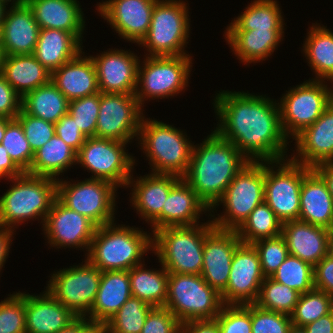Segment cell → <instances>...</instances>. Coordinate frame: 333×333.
I'll return each mask as SVG.
<instances>
[{
    "mask_svg": "<svg viewBox=\"0 0 333 333\" xmlns=\"http://www.w3.org/2000/svg\"><path fill=\"white\" fill-rule=\"evenodd\" d=\"M57 333H100V324H92L87 318H77L67 328Z\"/></svg>",
    "mask_w": 333,
    "mask_h": 333,
    "instance_id": "58",
    "label": "cell"
},
{
    "mask_svg": "<svg viewBox=\"0 0 333 333\" xmlns=\"http://www.w3.org/2000/svg\"><path fill=\"white\" fill-rule=\"evenodd\" d=\"M51 81L69 102L99 93L95 64L84 51L54 70Z\"/></svg>",
    "mask_w": 333,
    "mask_h": 333,
    "instance_id": "29",
    "label": "cell"
},
{
    "mask_svg": "<svg viewBox=\"0 0 333 333\" xmlns=\"http://www.w3.org/2000/svg\"><path fill=\"white\" fill-rule=\"evenodd\" d=\"M213 99L218 124L214 131L232 142L249 161L288 159L278 100L249 91L221 90Z\"/></svg>",
    "mask_w": 333,
    "mask_h": 333,
    "instance_id": "1",
    "label": "cell"
},
{
    "mask_svg": "<svg viewBox=\"0 0 333 333\" xmlns=\"http://www.w3.org/2000/svg\"><path fill=\"white\" fill-rule=\"evenodd\" d=\"M248 162L232 142L211 130L202 143L193 145L189 167L182 178L211 209Z\"/></svg>",
    "mask_w": 333,
    "mask_h": 333,
    "instance_id": "2",
    "label": "cell"
},
{
    "mask_svg": "<svg viewBox=\"0 0 333 333\" xmlns=\"http://www.w3.org/2000/svg\"><path fill=\"white\" fill-rule=\"evenodd\" d=\"M186 132L156 119L142 117L137 143L148 159L151 173L183 177L194 142Z\"/></svg>",
    "mask_w": 333,
    "mask_h": 333,
    "instance_id": "5",
    "label": "cell"
},
{
    "mask_svg": "<svg viewBox=\"0 0 333 333\" xmlns=\"http://www.w3.org/2000/svg\"><path fill=\"white\" fill-rule=\"evenodd\" d=\"M1 25L2 50L5 56L33 54L39 25L28 4L8 7Z\"/></svg>",
    "mask_w": 333,
    "mask_h": 333,
    "instance_id": "27",
    "label": "cell"
},
{
    "mask_svg": "<svg viewBox=\"0 0 333 333\" xmlns=\"http://www.w3.org/2000/svg\"><path fill=\"white\" fill-rule=\"evenodd\" d=\"M333 310V297L324 291L313 288L300 294L291 316L293 325L304 327Z\"/></svg>",
    "mask_w": 333,
    "mask_h": 333,
    "instance_id": "43",
    "label": "cell"
},
{
    "mask_svg": "<svg viewBox=\"0 0 333 333\" xmlns=\"http://www.w3.org/2000/svg\"><path fill=\"white\" fill-rule=\"evenodd\" d=\"M56 271L49 276L47 290L78 318H85L95 302L102 271L86 258Z\"/></svg>",
    "mask_w": 333,
    "mask_h": 333,
    "instance_id": "15",
    "label": "cell"
},
{
    "mask_svg": "<svg viewBox=\"0 0 333 333\" xmlns=\"http://www.w3.org/2000/svg\"><path fill=\"white\" fill-rule=\"evenodd\" d=\"M270 277L300 294L314 288V267L292 255H289Z\"/></svg>",
    "mask_w": 333,
    "mask_h": 333,
    "instance_id": "44",
    "label": "cell"
},
{
    "mask_svg": "<svg viewBox=\"0 0 333 333\" xmlns=\"http://www.w3.org/2000/svg\"><path fill=\"white\" fill-rule=\"evenodd\" d=\"M264 279L257 250L252 244L241 243L234 252L227 287L221 293L223 303H255Z\"/></svg>",
    "mask_w": 333,
    "mask_h": 333,
    "instance_id": "18",
    "label": "cell"
},
{
    "mask_svg": "<svg viewBox=\"0 0 333 333\" xmlns=\"http://www.w3.org/2000/svg\"><path fill=\"white\" fill-rule=\"evenodd\" d=\"M4 57H5V54H4L3 50L0 49V74H1V71H2V67H3Z\"/></svg>",
    "mask_w": 333,
    "mask_h": 333,
    "instance_id": "68",
    "label": "cell"
},
{
    "mask_svg": "<svg viewBox=\"0 0 333 333\" xmlns=\"http://www.w3.org/2000/svg\"><path fill=\"white\" fill-rule=\"evenodd\" d=\"M112 222L98 226L85 258L100 271H128L152 251V234L143 227Z\"/></svg>",
    "mask_w": 333,
    "mask_h": 333,
    "instance_id": "3",
    "label": "cell"
},
{
    "mask_svg": "<svg viewBox=\"0 0 333 333\" xmlns=\"http://www.w3.org/2000/svg\"><path fill=\"white\" fill-rule=\"evenodd\" d=\"M21 109L36 118L56 123L68 113L69 101L50 81L22 97Z\"/></svg>",
    "mask_w": 333,
    "mask_h": 333,
    "instance_id": "37",
    "label": "cell"
},
{
    "mask_svg": "<svg viewBox=\"0 0 333 333\" xmlns=\"http://www.w3.org/2000/svg\"><path fill=\"white\" fill-rule=\"evenodd\" d=\"M245 10V11H244ZM234 18L226 30H285L280 4L277 0H254ZM285 24V25H284Z\"/></svg>",
    "mask_w": 333,
    "mask_h": 333,
    "instance_id": "39",
    "label": "cell"
},
{
    "mask_svg": "<svg viewBox=\"0 0 333 333\" xmlns=\"http://www.w3.org/2000/svg\"><path fill=\"white\" fill-rule=\"evenodd\" d=\"M330 231L301 220L282 224L289 255L300 258L313 267L329 254Z\"/></svg>",
    "mask_w": 333,
    "mask_h": 333,
    "instance_id": "28",
    "label": "cell"
},
{
    "mask_svg": "<svg viewBox=\"0 0 333 333\" xmlns=\"http://www.w3.org/2000/svg\"><path fill=\"white\" fill-rule=\"evenodd\" d=\"M241 243L236 230L213 227L205 235L201 276L220 294L227 287L234 252Z\"/></svg>",
    "mask_w": 333,
    "mask_h": 333,
    "instance_id": "21",
    "label": "cell"
},
{
    "mask_svg": "<svg viewBox=\"0 0 333 333\" xmlns=\"http://www.w3.org/2000/svg\"><path fill=\"white\" fill-rule=\"evenodd\" d=\"M0 1L5 3L7 6H21L28 3V0H0ZM9 3L10 5H8Z\"/></svg>",
    "mask_w": 333,
    "mask_h": 333,
    "instance_id": "63",
    "label": "cell"
},
{
    "mask_svg": "<svg viewBox=\"0 0 333 333\" xmlns=\"http://www.w3.org/2000/svg\"><path fill=\"white\" fill-rule=\"evenodd\" d=\"M55 134L76 152L85 143L87 137L80 131L75 119L69 114H65L55 124Z\"/></svg>",
    "mask_w": 333,
    "mask_h": 333,
    "instance_id": "53",
    "label": "cell"
},
{
    "mask_svg": "<svg viewBox=\"0 0 333 333\" xmlns=\"http://www.w3.org/2000/svg\"><path fill=\"white\" fill-rule=\"evenodd\" d=\"M293 140L296 152L290 156L292 161L311 168L320 163L333 162V102Z\"/></svg>",
    "mask_w": 333,
    "mask_h": 333,
    "instance_id": "22",
    "label": "cell"
},
{
    "mask_svg": "<svg viewBox=\"0 0 333 333\" xmlns=\"http://www.w3.org/2000/svg\"><path fill=\"white\" fill-rule=\"evenodd\" d=\"M40 29L72 33L82 44L86 22L78 0H28Z\"/></svg>",
    "mask_w": 333,
    "mask_h": 333,
    "instance_id": "26",
    "label": "cell"
},
{
    "mask_svg": "<svg viewBox=\"0 0 333 333\" xmlns=\"http://www.w3.org/2000/svg\"><path fill=\"white\" fill-rule=\"evenodd\" d=\"M304 328L307 333H333V310Z\"/></svg>",
    "mask_w": 333,
    "mask_h": 333,
    "instance_id": "60",
    "label": "cell"
},
{
    "mask_svg": "<svg viewBox=\"0 0 333 333\" xmlns=\"http://www.w3.org/2000/svg\"><path fill=\"white\" fill-rule=\"evenodd\" d=\"M152 308L145 301L131 296L104 325L114 333H141Z\"/></svg>",
    "mask_w": 333,
    "mask_h": 333,
    "instance_id": "42",
    "label": "cell"
},
{
    "mask_svg": "<svg viewBox=\"0 0 333 333\" xmlns=\"http://www.w3.org/2000/svg\"><path fill=\"white\" fill-rule=\"evenodd\" d=\"M180 333H220L217 321L190 320L181 324Z\"/></svg>",
    "mask_w": 333,
    "mask_h": 333,
    "instance_id": "56",
    "label": "cell"
},
{
    "mask_svg": "<svg viewBox=\"0 0 333 333\" xmlns=\"http://www.w3.org/2000/svg\"><path fill=\"white\" fill-rule=\"evenodd\" d=\"M215 320L220 333H251V304H224Z\"/></svg>",
    "mask_w": 333,
    "mask_h": 333,
    "instance_id": "49",
    "label": "cell"
},
{
    "mask_svg": "<svg viewBox=\"0 0 333 333\" xmlns=\"http://www.w3.org/2000/svg\"><path fill=\"white\" fill-rule=\"evenodd\" d=\"M146 267L144 261L129 270L132 296L153 307H164L167 299L169 272L163 265L158 270Z\"/></svg>",
    "mask_w": 333,
    "mask_h": 333,
    "instance_id": "38",
    "label": "cell"
},
{
    "mask_svg": "<svg viewBox=\"0 0 333 333\" xmlns=\"http://www.w3.org/2000/svg\"><path fill=\"white\" fill-rule=\"evenodd\" d=\"M251 333H288L291 316L259 308L251 304Z\"/></svg>",
    "mask_w": 333,
    "mask_h": 333,
    "instance_id": "50",
    "label": "cell"
},
{
    "mask_svg": "<svg viewBox=\"0 0 333 333\" xmlns=\"http://www.w3.org/2000/svg\"><path fill=\"white\" fill-rule=\"evenodd\" d=\"M311 169L290 158L265 161L264 201L282 223L299 220L301 185Z\"/></svg>",
    "mask_w": 333,
    "mask_h": 333,
    "instance_id": "14",
    "label": "cell"
},
{
    "mask_svg": "<svg viewBox=\"0 0 333 333\" xmlns=\"http://www.w3.org/2000/svg\"><path fill=\"white\" fill-rule=\"evenodd\" d=\"M299 296L300 293L296 290L276 282L271 277H265L254 304L265 310L291 315Z\"/></svg>",
    "mask_w": 333,
    "mask_h": 333,
    "instance_id": "41",
    "label": "cell"
},
{
    "mask_svg": "<svg viewBox=\"0 0 333 333\" xmlns=\"http://www.w3.org/2000/svg\"><path fill=\"white\" fill-rule=\"evenodd\" d=\"M264 182L265 161H249L210 209L207 219H211L218 229L237 230L250 213L264 202ZM220 205L223 206V212L215 214Z\"/></svg>",
    "mask_w": 333,
    "mask_h": 333,
    "instance_id": "7",
    "label": "cell"
},
{
    "mask_svg": "<svg viewBox=\"0 0 333 333\" xmlns=\"http://www.w3.org/2000/svg\"><path fill=\"white\" fill-rule=\"evenodd\" d=\"M97 71L99 92L135 94L140 57L133 51L109 48L91 55Z\"/></svg>",
    "mask_w": 333,
    "mask_h": 333,
    "instance_id": "20",
    "label": "cell"
},
{
    "mask_svg": "<svg viewBox=\"0 0 333 333\" xmlns=\"http://www.w3.org/2000/svg\"><path fill=\"white\" fill-rule=\"evenodd\" d=\"M144 109L135 94L100 92L95 137L131 143L138 139Z\"/></svg>",
    "mask_w": 333,
    "mask_h": 333,
    "instance_id": "16",
    "label": "cell"
},
{
    "mask_svg": "<svg viewBox=\"0 0 333 333\" xmlns=\"http://www.w3.org/2000/svg\"><path fill=\"white\" fill-rule=\"evenodd\" d=\"M314 288L333 297V257L330 254L314 266Z\"/></svg>",
    "mask_w": 333,
    "mask_h": 333,
    "instance_id": "55",
    "label": "cell"
},
{
    "mask_svg": "<svg viewBox=\"0 0 333 333\" xmlns=\"http://www.w3.org/2000/svg\"><path fill=\"white\" fill-rule=\"evenodd\" d=\"M24 172L9 157L5 147L0 144V179L3 177L9 181L13 177L22 175Z\"/></svg>",
    "mask_w": 333,
    "mask_h": 333,
    "instance_id": "57",
    "label": "cell"
},
{
    "mask_svg": "<svg viewBox=\"0 0 333 333\" xmlns=\"http://www.w3.org/2000/svg\"><path fill=\"white\" fill-rule=\"evenodd\" d=\"M1 144L5 147L13 162L23 172H28L34 158V152L26 139L22 125L17 119H12L7 124Z\"/></svg>",
    "mask_w": 333,
    "mask_h": 333,
    "instance_id": "45",
    "label": "cell"
},
{
    "mask_svg": "<svg viewBox=\"0 0 333 333\" xmlns=\"http://www.w3.org/2000/svg\"><path fill=\"white\" fill-rule=\"evenodd\" d=\"M288 333H307L304 327L293 325L289 328Z\"/></svg>",
    "mask_w": 333,
    "mask_h": 333,
    "instance_id": "65",
    "label": "cell"
},
{
    "mask_svg": "<svg viewBox=\"0 0 333 333\" xmlns=\"http://www.w3.org/2000/svg\"><path fill=\"white\" fill-rule=\"evenodd\" d=\"M284 30H225L231 52L244 65L268 60L283 41Z\"/></svg>",
    "mask_w": 333,
    "mask_h": 333,
    "instance_id": "30",
    "label": "cell"
},
{
    "mask_svg": "<svg viewBox=\"0 0 333 333\" xmlns=\"http://www.w3.org/2000/svg\"><path fill=\"white\" fill-rule=\"evenodd\" d=\"M139 61L135 97L143 108L145 101L169 99L189 86L191 55L143 56Z\"/></svg>",
    "mask_w": 333,
    "mask_h": 333,
    "instance_id": "9",
    "label": "cell"
},
{
    "mask_svg": "<svg viewBox=\"0 0 333 333\" xmlns=\"http://www.w3.org/2000/svg\"><path fill=\"white\" fill-rule=\"evenodd\" d=\"M77 152L56 134L34 152V158L27 173L42 177L60 179L68 169L76 165ZM73 165V166H72Z\"/></svg>",
    "mask_w": 333,
    "mask_h": 333,
    "instance_id": "36",
    "label": "cell"
},
{
    "mask_svg": "<svg viewBox=\"0 0 333 333\" xmlns=\"http://www.w3.org/2000/svg\"><path fill=\"white\" fill-rule=\"evenodd\" d=\"M8 182L12 185L0 197V226L15 231L24 222L37 219L43 227L57 199V180L24 172Z\"/></svg>",
    "mask_w": 333,
    "mask_h": 333,
    "instance_id": "4",
    "label": "cell"
},
{
    "mask_svg": "<svg viewBox=\"0 0 333 333\" xmlns=\"http://www.w3.org/2000/svg\"><path fill=\"white\" fill-rule=\"evenodd\" d=\"M131 296L129 270L103 271L95 302L85 318L92 324H105Z\"/></svg>",
    "mask_w": 333,
    "mask_h": 333,
    "instance_id": "32",
    "label": "cell"
},
{
    "mask_svg": "<svg viewBox=\"0 0 333 333\" xmlns=\"http://www.w3.org/2000/svg\"><path fill=\"white\" fill-rule=\"evenodd\" d=\"M22 97L0 74V117L16 119L21 111Z\"/></svg>",
    "mask_w": 333,
    "mask_h": 333,
    "instance_id": "54",
    "label": "cell"
},
{
    "mask_svg": "<svg viewBox=\"0 0 333 333\" xmlns=\"http://www.w3.org/2000/svg\"><path fill=\"white\" fill-rule=\"evenodd\" d=\"M0 49H2V36H1V27H0Z\"/></svg>",
    "mask_w": 333,
    "mask_h": 333,
    "instance_id": "69",
    "label": "cell"
},
{
    "mask_svg": "<svg viewBox=\"0 0 333 333\" xmlns=\"http://www.w3.org/2000/svg\"><path fill=\"white\" fill-rule=\"evenodd\" d=\"M1 75L23 97L30 91L51 81L52 72L44 67L33 54L4 57Z\"/></svg>",
    "mask_w": 333,
    "mask_h": 333,
    "instance_id": "34",
    "label": "cell"
},
{
    "mask_svg": "<svg viewBox=\"0 0 333 333\" xmlns=\"http://www.w3.org/2000/svg\"><path fill=\"white\" fill-rule=\"evenodd\" d=\"M181 322L166 307H153L141 333H180Z\"/></svg>",
    "mask_w": 333,
    "mask_h": 333,
    "instance_id": "52",
    "label": "cell"
},
{
    "mask_svg": "<svg viewBox=\"0 0 333 333\" xmlns=\"http://www.w3.org/2000/svg\"><path fill=\"white\" fill-rule=\"evenodd\" d=\"M210 209L197 196L191 186L181 178L170 190L162 213L150 224L151 233L168 226H193L201 224V215Z\"/></svg>",
    "mask_w": 333,
    "mask_h": 333,
    "instance_id": "24",
    "label": "cell"
},
{
    "mask_svg": "<svg viewBox=\"0 0 333 333\" xmlns=\"http://www.w3.org/2000/svg\"><path fill=\"white\" fill-rule=\"evenodd\" d=\"M16 119L22 125L26 139L33 152L47 143L55 134L54 123L33 117L22 109Z\"/></svg>",
    "mask_w": 333,
    "mask_h": 333,
    "instance_id": "51",
    "label": "cell"
},
{
    "mask_svg": "<svg viewBox=\"0 0 333 333\" xmlns=\"http://www.w3.org/2000/svg\"><path fill=\"white\" fill-rule=\"evenodd\" d=\"M100 333H114L110 329H108L104 324L100 325Z\"/></svg>",
    "mask_w": 333,
    "mask_h": 333,
    "instance_id": "67",
    "label": "cell"
},
{
    "mask_svg": "<svg viewBox=\"0 0 333 333\" xmlns=\"http://www.w3.org/2000/svg\"><path fill=\"white\" fill-rule=\"evenodd\" d=\"M224 303L221 294L196 274L169 273L168 308L181 322L190 320H214Z\"/></svg>",
    "mask_w": 333,
    "mask_h": 333,
    "instance_id": "10",
    "label": "cell"
},
{
    "mask_svg": "<svg viewBox=\"0 0 333 333\" xmlns=\"http://www.w3.org/2000/svg\"><path fill=\"white\" fill-rule=\"evenodd\" d=\"M0 302V333H26L25 292H14Z\"/></svg>",
    "mask_w": 333,
    "mask_h": 333,
    "instance_id": "46",
    "label": "cell"
},
{
    "mask_svg": "<svg viewBox=\"0 0 333 333\" xmlns=\"http://www.w3.org/2000/svg\"><path fill=\"white\" fill-rule=\"evenodd\" d=\"M329 254L333 257V229L330 231Z\"/></svg>",
    "mask_w": 333,
    "mask_h": 333,
    "instance_id": "66",
    "label": "cell"
},
{
    "mask_svg": "<svg viewBox=\"0 0 333 333\" xmlns=\"http://www.w3.org/2000/svg\"><path fill=\"white\" fill-rule=\"evenodd\" d=\"M83 51L82 43L70 32L40 29L33 55L50 72Z\"/></svg>",
    "mask_w": 333,
    "mask_h": 333,
    "instance_id": "33",
    "label": "cell"
},
{
    "mask_svg": "<svg viewBox=\"0 0 333 333\" xmlns=\"http://www.w3.org/2000/svg\"><path fill=\"white\" fill-rule=\"evenodd\" d=\"M7 8H8V6L5 3L0 1V27L2 25V22H3L4 18H5Z\"/></svg>",
    "mask_w": 333,
    "mask_h": 333,
    "instance_id": "64",
    "label": "cell"
},
{
    "mask_svg": "<svg viewBox=\"0 0 333 333\" xmlns=\"http://www.w3.org/2000/svg\"><path fill=\"white\" fill-rule=\"evenodd\" d=\"M77 318L47 288L39 295L25 292L26 333H57Z\"/></svg>",
    "mask_w": 333,
    "mask_h": 333,
    "instance_id": "25",
    "label": "cell"
},
{
    "mask_svg": "<svg viewBox=\"0 0 333 333\" xmlns=\"http://www.w3.org/2000/svg\"><path fill=\"white\" fill-rule=\"evenodd\" d=\"M157 0H106L96 4L98 15L118 36L139 44L147 35Z\"/></svg>",
    "mask_w": 333,
    "mask_h": 333,
    "instance_id": "19",
    "label": "cell"
},
{
    "mask_svg": "<svg viewBox=\"0 0 333 333\" xmlns=\"http://www.w3.org/2000/svg\"><path fill=\"white\" fill-rule=\"evenodd\" d=\"M133 177L132 173L127 184V188H131L130 206L137 211L140 220L150 225L162 213L171 188L181 177L155 173Z\"/></svg>",
    "mask_w": 333,
    "mask_h": 333,
    "instance_id": "23",
    "label": "cell"
},
{
    "mask_svg": "<svg viewBox=\"0 0 333 333\" xmlns=\"http://www.w3.org/2000/svg\"><path fill=\"white\" fill-rule=\"evenodd\" d=\"M14 232L16 231L0 226V272L9 256L10 247L14 240L12 239Z\"/></svg>",
    "mask_w": 333,
    "mask_h": 333,
    "instance_id": "59",
    "label": "cell"
},
{
    "mask_svg": "<svg viewBox=\"0 0 333 333\" xmlns=\"http://www.w3.org/2000/svg\"><path fill=\"white\" fill-rule=\"evenodd\" d=\"M282 222L264 201L259 204L236 230L244 244H253L261 239L278 237L282 233Z\"/></svg>",
    "mask_w": 333,
    "mask_h": 333,
    "instance_id": "40",
    "label": "cell"
},
{
    "mask_svg": "<svg viewBox=\"0 0 333 333\" xmlns=\"http://www.w3.org/2000/svg\"><path fill=\"white\" fill-rule=\"evenodd\" d=\"M128 144L113 139L87 138L77 152L76 165L91 172L89 178L106 180L118 188H127L134 165L137 164L135 156L126 150Z\"/></svg>",
    "mask_w": 333,
    "mask_h": 333,
    "instance_id": "13",
    "label": "cell"
},
{
    "mask_svg": "<svg viewBox=\"0 0 333 333\" xmlns=\"http://www.w3.org/2000/svg\"><path fill=\"white\" fill-rule=\"evenodd\" d=\"M64 179L57 180V199L63 205L88 217L97 226L115 222L118 187L100 179Z\"/></svg>",
    "mask_w": 333,
    "mask_h": 333,
    "instance_id": "12",
    "label": "cell"
},
{
    "mask_svg": "<svg viewBox=\"0 0 333 333\" xmlns=\"http://www.w3.org/2000/svg\"><path fill=\"white\" fill-rule=\"evenodd\" d=\"M187 5L183 0H157L148 33L138 44L146 49L144 56L190 55L185 50L191 25Z\"/></svg>",
    "mask_w": 333,
    "mask_h": 333,
    "instance_id": "8",
    "label": "cell"
},
{
    "mask_svg": "<svg viewBox=\"0 0 333 333\" xmlns=\"http://www.w3.org/2000/svg\"><path fill=\"white\" fill-rule=\"evenodd\" d=\"M299 220L333 229V198L326 183L313 168L303 177Z\"/></svg>",
    "mask_w": 333,
    "mask_h": 333,
    "instance_id": "31",
    "label": "cell"
},
{
    "mask_svg": "<svg viewBox=\"0 0 333 333\" xmlns=\"http://www.w3.org/2000/svg\"><path fill=\"white\" fill-rule=\"evenodd\" d=\"M320 23H312L302 44V53L314 72L311 80L328 81L333 84V32Z\"/></svg>",
    "mask_w": 333,
    "mask_h": 333,
    "instance_id": "35",
    "label": "cell"
},
{
    "mask_svg": "<svg viewBox=\"0 0 333 333\" xmlns=\"http://www.w3.org/2000/svg\"><path fill=\"white\" fill-rule=\"evenodd\" d=\"M99 106L100 92L69 102L68 113L87 138L95 137Z\"/></svg>",
    "mask_w": 333,
    "mask_h": 333,
    "instance_id": "47",
    "label": "cell"
},
{
    "mask_svg": "<svg viewBox=\"0 0 333 333\" xmlns=\"http://www.w3.org/2000/svg\"><path fill=\"white\" fill-rule=\"evenodd\" d=\"M328 84L308 79L282 94L278 102L281 125L289 140L312 125L333 102V86Z\"/></svg>",
    "mask_w": 333,
    "mask_h": 333,
    "instance_id": "11",
    "label": "cell"
},
{
    "mask_svg": "<svg viewBox=\"0 0 333 333\" xmlns=\"http://www.w3.org/2000/svg\"><path fill=\"white\" fill-rule=\"evenodd\" d=\"M12 119L7 118V117H0V144L2 142L6 126L7 124L11 121Z\"/></svg>",
    "mask_w": 333,
    "mask_h": 333,
    "instance_id": "62",
    "label": "cell"
},
{
    "mask_svg": "<svg viewBox=\"0 0 333 333\" xmlns=\"http://www.w3.org/2000/svg\"><path fill=\"white\" fill-rule=\"evenodd\" d=\"M252 245L259 254L261 271L265 277H270L289 256L287 243L282 235L261 239Z\"/></svg>",
    "mask_w": 333,
    "mask_h": 333,
    "instance_id": "48",
    "label": "cell"
},
{
    "mask_svg": "<svg viewBox=\"0 0 333 333\" xmlns=\"http://www.w3.org/2000/svg\"><path fill=\"white\" fill-rule=\"evenodd\" d=\"M210 220L193 226H168L152 234V252L169 273L201 275Z\"/></svg>",
    "mask_w": 333,
    "mask_h": 333,
    "instance_id": "6",
    "label": "cell"
},
{
    "mask_svg": "<svg viewBox=\"0 0 333 333\" xmlns=\"http://www.w3.org/2000/svg\"><path fill=\"white\" fill-rule=\"evenodd\" d=\"M313 169L321 176L326 183L328 191L333 198V162L320 163Z\"/></svg>",
    "mask_w": 333,
    "mask_h": 333,
    "instance_id": "61",
    "label": "cell"
},
{
    "mask_svg": "<svg viewBox=\"0 0 333 333\" xmlns=\"http://www.w3.org/2000/svg\"><path fill=\"white\" fill-rule=\"evenodd\" d=\"M97 227L88 217L67 208L56 199L47 214L42 231L49 247L76 248L78 251H85L86 256Z\"/></svg>",
    "mask_w": 333,
    "mask_h": 333,
    "instance_id": "17",
    "label": "cell"
}]
</instances>
